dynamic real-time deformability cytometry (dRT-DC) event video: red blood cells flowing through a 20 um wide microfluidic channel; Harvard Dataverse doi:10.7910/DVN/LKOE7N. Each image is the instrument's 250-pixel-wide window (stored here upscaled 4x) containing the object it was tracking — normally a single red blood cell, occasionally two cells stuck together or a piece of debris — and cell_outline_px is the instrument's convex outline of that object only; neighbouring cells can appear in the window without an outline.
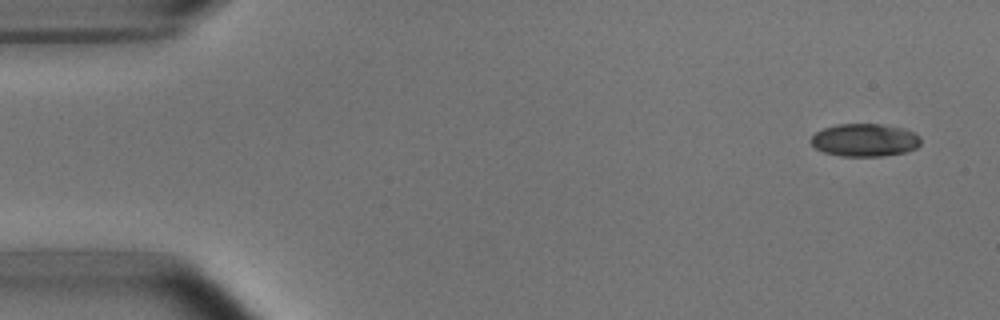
{"species": "common noctule bat (a hibernating species)", "species_latin": "Nyctalus noctula", "temperature_condition": "room temperature", "stored_images_in_passage": 4, "camera_frame_rate_fps": 3000, "um_per_image_px": 0.085, "animal": {"sex": "male", "body_mass_g": 15.6}, "frame": {"image": 1, "passage_image": 1, "time_ms": 0.0, "image_size_px": [1000, 320], "cell_outline_px": [[920, 144], [916, 148], [904, 152], [880, 156], [840, 156], [824, 152], [816, 148], [812, 144], [812, 136], [816, 132], [824, 128], [836, 124], [880, 124], [904, 128], [920, 136]], "centroid_in_image_um": [73.51, 11.9], "position_along_channel_um": 11.5, "area_um2": 20.87}}